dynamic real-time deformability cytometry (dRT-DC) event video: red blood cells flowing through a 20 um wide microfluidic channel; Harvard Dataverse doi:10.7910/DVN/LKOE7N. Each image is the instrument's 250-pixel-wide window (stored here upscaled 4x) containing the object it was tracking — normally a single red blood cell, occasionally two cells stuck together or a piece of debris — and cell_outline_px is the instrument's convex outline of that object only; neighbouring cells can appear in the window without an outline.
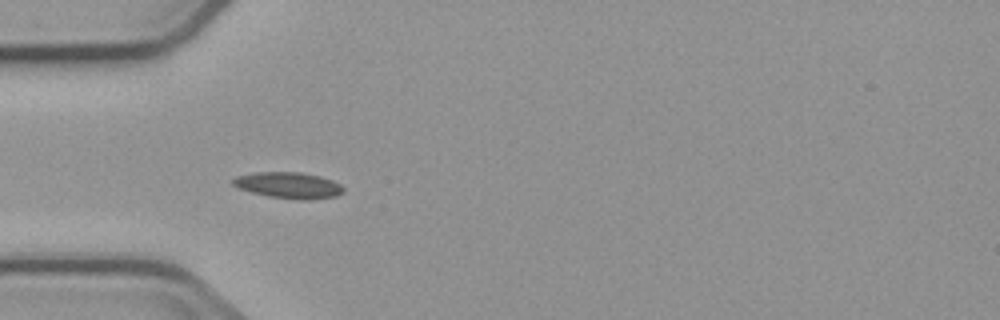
{"species": "common noctule bat (a hibernating species)", "species_latin": "Nyctalus noctula", "temperature_condition": "cold", "stored_images_in_passage": 8, "camera_frame_rate_fps": 3000, "um_per_image_px": 0.085, "animal": {"sex": "male", "body_mass_g": 23.1, "forearm_length_mm": 52.7}, "frame": {"image": 1, "passage_image": 3, "time_ms": 2.333, "image_size_px": [1000, 320], "cell_outline_px": [[344, 192], [336, 196], [308, 200], [300, 200], [268, 196], [252, 192], [240, 188], [232, 184], [232, 180], [236, 176], [260, 172], [300, 172], [320, 176], [332, 180], [340, 184], [344, 188]], "centroid_in_image_um": [24.57, 15.75], "position_along_channel_um": 60.4, "area_um2": 16.76}}
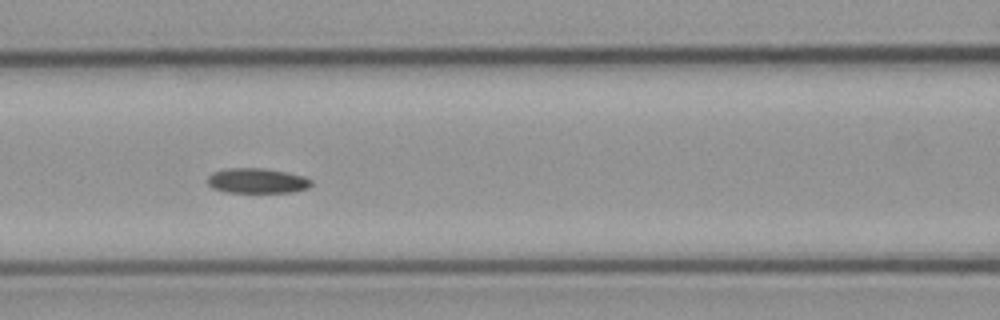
{"frame": {"image": 2, "passage_image": 5, "time_ms": 4.667, "image_size_px": [1000, 320], "cell_outline_px": [[312, 184], [308, 188], [292, 192], [224, 192], [212, 188], [208, 184], [208, 176], [212, 172], [224, 168], [260, 168], [284, 172], [304, 176], [312, 180]], "centroid_in_image_um": [21.82, 15.36], "position_along_channel_um": 144.8, "area_um2": 15.14}}
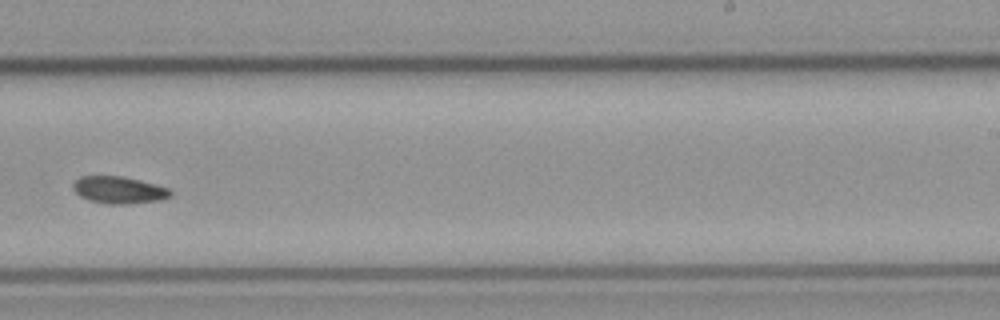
{"frame": {"image": 3, "passage_image": 8, "time_ms": 8.333, "image_size_px": [1000, 320], "cell_outline_px": [[172, 196], [160, 200], [128, 204], [108, 204], [88, 200], [80, 196], [72, 188], [72, 184], [80, 176], [120, 176], [156, 184], [168, 188], [172, 192]], "centroid_in_image_um": [10.1, 16.15], "position_along_channel_um": 278.9, "area_um2": 15.37}}